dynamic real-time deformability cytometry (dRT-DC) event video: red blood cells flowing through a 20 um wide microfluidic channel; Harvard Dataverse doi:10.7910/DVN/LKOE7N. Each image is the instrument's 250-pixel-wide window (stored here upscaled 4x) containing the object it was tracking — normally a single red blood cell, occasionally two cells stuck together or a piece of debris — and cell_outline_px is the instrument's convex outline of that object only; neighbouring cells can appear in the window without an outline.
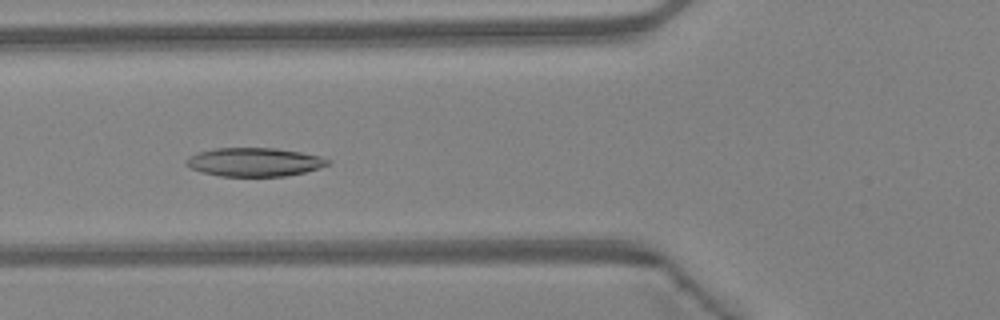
{"species": "Egyptian fruit bat (a non-hibernating species)", "species_latin": "Rousettus aegyptiacus", "temperature_condition": "warm", "stored_images_in_passage": 43, "camera_frame_rate_fps": 3000, "um_per_image_px": 0.085, "animal": {"sex": "female"}, "frame": {"image": 1, "passage_image": 14, "time_ms": 4.333, "image_size_px": [1000, 320], "cell_outline_px": [[332, 164], [320, 168], [304, 172], [284, 176], [220, 176], [200, 172], [184, 164], [184, 160], [188, 156], [196, 152], [216, 148], [276, 148], [300, 152], [320, 156], [332, 160]], "centroid_in_image_um": [21.61, 13.77], "position_along_channel_um": 104.2, "area_um2": 23.87}}
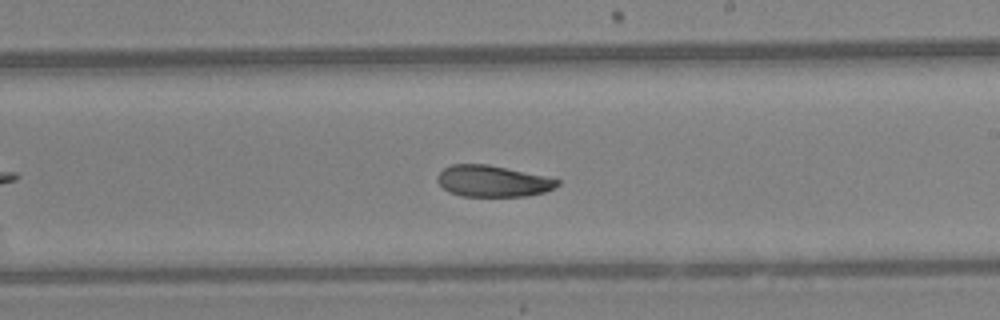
{"frame": {"image": 2, "passage_image": 24, "time_ms": 7.667, "image_size_px": [1000, 320], "cell_outline_px": [[560, 184], [544, 192], [528, 196], [460, 196], [448, 192], [436, 180], [436, 176], [444, 168], [452, 164], [488, 164], [544, 176], [560, 180]], "centroid_in_image_um": [41.85, 15.4], "position_along_channel_um": 247.2, "area_um2": 21.85}}
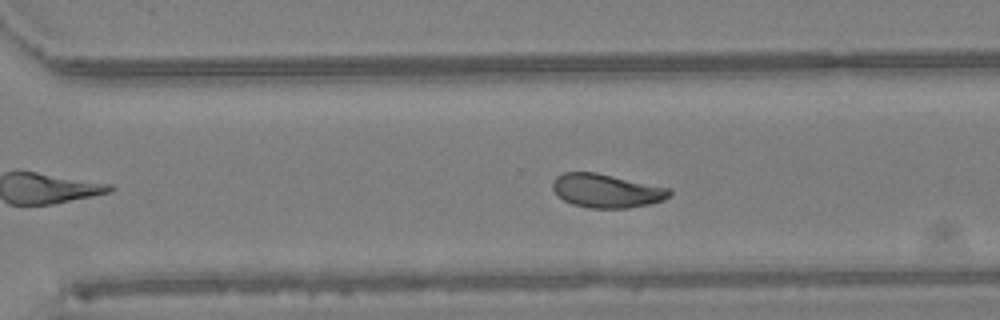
{"frame": {"image": 3, "passage_image": 29, "time_ms": 9.333, "image_size_px": [1000, 320], "cell_outline_px": [[672, 192], [664, 200], [648, 204], [628, 208], [588, 208], [572, 204], [556, 196], [552, 188], [552, 180], [556, 176], [564, 172], [596, 172], [668, 188]], "centroid_in_image_um": [51.48, 16.21], "position_along_channel_um": 319.1, "area_um2": 22.95}, "authors_computed_cell_mechanics": {"area_um2": 23.8136, "velocity_mm_per_s": 4.3055, "shape_relaxation_time_tau1_ms": null, "shape_relaxation_time_tau2_ms": 8.2639, "deformation_change_tau1": null, "deformation_change_tau2": 0.1497}}